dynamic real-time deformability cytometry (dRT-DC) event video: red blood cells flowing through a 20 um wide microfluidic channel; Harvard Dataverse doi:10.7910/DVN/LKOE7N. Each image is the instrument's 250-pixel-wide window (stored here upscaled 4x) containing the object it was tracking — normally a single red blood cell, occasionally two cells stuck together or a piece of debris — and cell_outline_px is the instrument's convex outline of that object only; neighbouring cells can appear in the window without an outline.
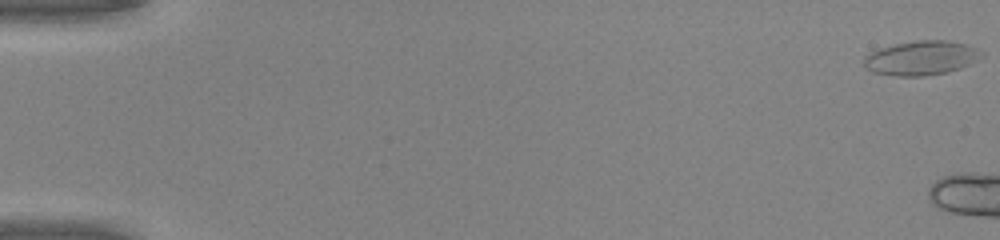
{"species": "common noctule bat (a hibernating species)", "species_latin": "Nyctalus noctula", "temperature_condition": "warm", "stored_images_in_passage": 5, "camera_frame_rate_fps": 3000, "um_per_image_px": 0.085, "animal": {"sex": "male", "body_mass_g": 20.0, "forearm_length_mm": 53.3}, "frame": {"image": 1, "passage_image": 1, "time_ms": 0.0, "image_size_px": [1000, 240], "cell_outline_px": [[984, 56], [960, 68], [948, 72], [924, 76], [892, 76], [872, 72], [864, 64], [864, 56], [880, 48], [896, 44], [916, 40], [944, 40], [964, 44], [976, 48], [984, 52]], "centroid_in_image_um": [78.31, 4.93], "position_along_channel_um": 6.7, "area_um2": 23.41}}